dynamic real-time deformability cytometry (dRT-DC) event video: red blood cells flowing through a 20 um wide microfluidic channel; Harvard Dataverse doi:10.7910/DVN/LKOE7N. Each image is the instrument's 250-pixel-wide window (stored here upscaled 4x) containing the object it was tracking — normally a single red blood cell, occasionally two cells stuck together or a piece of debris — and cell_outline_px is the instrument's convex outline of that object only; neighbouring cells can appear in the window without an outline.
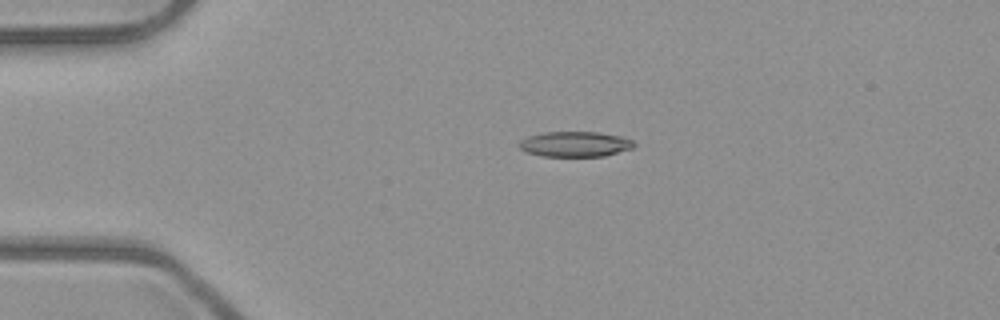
{"species": "common noctule bat (a hibernating species)", "species_latin": "Nyctalus noctula", "temperature_condition": "room temperature", "stored_images_in_passage": 45, "camera_frame_rate_fps": 3000, "um_per_image_px": 0.085, "animal": {"sex": "male", "body_mass_g": 23.1, "forearm_length_mm": 52.7}, "frame": {"image": 1, "passage_image": 5, "time_ms": 1.333, "image_size_px": [1000, 320], "cell_outline_px": [[636, 144], [632, 148], [604, 156], [544, 156], [528, 152], [520, 148], [520, 140], [528, 136], [544, 132], [596, 132], [620, 136], [632, 140]], "centroid_in_image_um": [48.89, 12.24], "position_along_channel_um": 36.1, "area_um2": 16.7}}
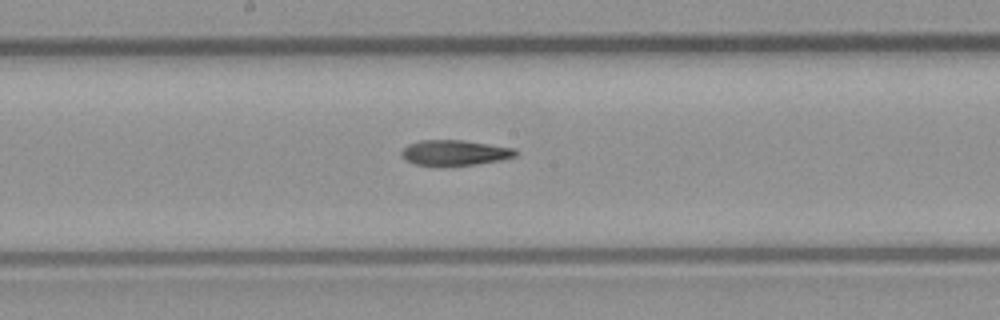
{"frame": {"image": 2, "passage_image": 21, "time_ms": 6.667, "image_size_px": [1000, 320], "cell_outline_px": [[516, 156], [500, 160], [476, 164], [440, 168], [416, 164], [408, 160], [400, 152], [408, 144], [420, 140], [464, 140], [516, 148]], "centroid_in_image_um": [38.65, 13.0], "position_along_channel_um": 209.5, "area_um2": 17.22}}
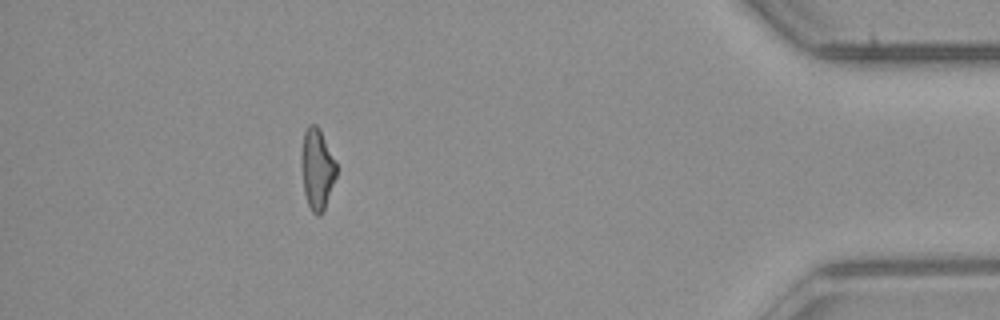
{"frame": {"image": 3, "passage_image": 40, "time_ms": 13.0, "image_size_px": [1000, 320], "cell_outline_px": [[336, 176], [324, 208], [320, 216], [316, 216], [312, 212], [308, 204], [304, 192], [300, 160], [300, 156], [304, 132], [308, 124], [316, 124], [320, 128], [336, 160]], "centroid_in_image_um": [26.94, 14.32], "position_along_channel_um": 408.3, "area_um2": 16.7}, "authors_computed_cell_mechanics": {"area_um2": 17.1666, "velocity_mm_per_s": 3.9946, "shape_relaxation_time_tau1_ms": 10.4217, "shape_relaxation_time_tau2_ms": 7.3397, "deformation_change_tau1": 0.2442, "deformation_change_tau2": 0.1848}}